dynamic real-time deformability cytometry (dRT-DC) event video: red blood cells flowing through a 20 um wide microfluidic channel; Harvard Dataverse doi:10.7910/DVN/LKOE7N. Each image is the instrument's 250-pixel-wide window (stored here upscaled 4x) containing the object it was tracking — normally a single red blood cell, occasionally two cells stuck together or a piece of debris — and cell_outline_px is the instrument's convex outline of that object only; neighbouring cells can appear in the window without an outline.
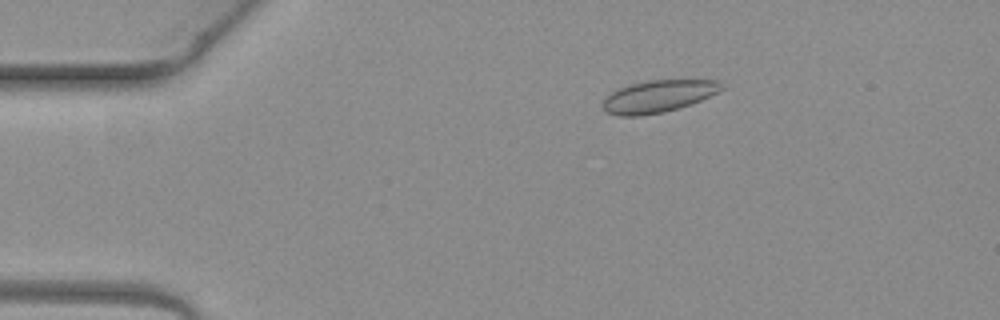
{"species": "common noctule bat (a hibernating species)", "species_latin": "Nyctalus noctula", "temperature_condition": "warm", "stored_images_in_passage": 4, "camera_frame_rate_fps": 3000, "um_per_image_px": 0.085, "animal": {"sex": "female", "body_mass_g": 19.3, "forearm_length_mm": 54.1}, "frame": {"image": 1, "passage_image": 1, "time_ms": 0.0, "image_size_px": [1000, 320], "cell_outline_px": [[724, 88], [700, 100], [664, 112], [640, 116], [620, 116], [604, 112], [604, 100], [612, 92], [628, 84], [648, 80], [720, 80]], "centroid_in_image_um": [55.93, 8.18], "position_along_channel_um": 29.1, "area_um2": 21.96}}
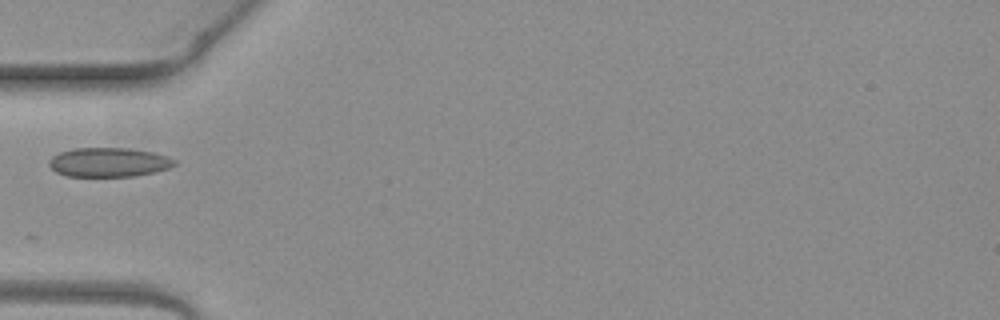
{"frame": {"image": 2, "passage_image": 3, "time_ms": 0.667, "image_size_px": [1000, 320], "cell_outline_px": [[176, 164], [168, 168], [136, 176], [68, 176], [56, 172], [48, 164], [48, 160], [52, 156], [60, 152], [72, 148], [128, 148], [152, 152], [168, 156], [176, 160]], "centroid_in_image_um": [9.23, 13.78], "position_along_channel_um": 75.8, "area_um2": 21.33}}
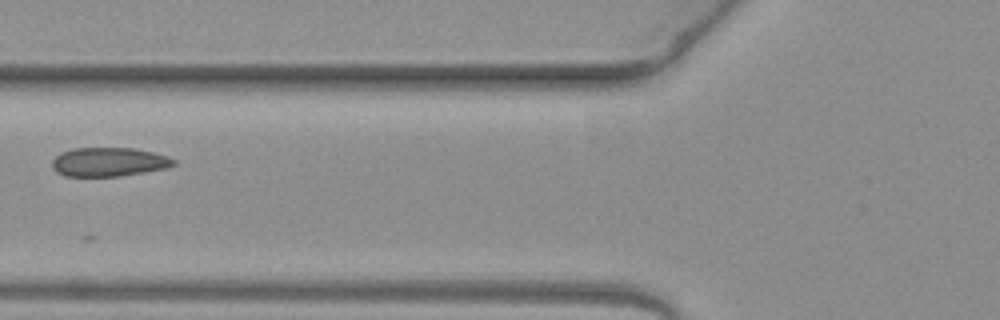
{"frame": {"image": 3, "passage_image": 4, "time_ms": 1.0, "image_size_px": [1000, 320], "cell_outline_px": [[176, 164], [164, 168], [144, 172], [120, 176], [64, 176], [56, 172], [52, 168], [52, 160], [60, 152], [72, 148], [132, 148], [152, 152], [168, 156], [176, 160]], "centroid_in_image_um": [9.21, 13.76], "position_along_channel_um": 116.6, "area_um2": 20.52}}